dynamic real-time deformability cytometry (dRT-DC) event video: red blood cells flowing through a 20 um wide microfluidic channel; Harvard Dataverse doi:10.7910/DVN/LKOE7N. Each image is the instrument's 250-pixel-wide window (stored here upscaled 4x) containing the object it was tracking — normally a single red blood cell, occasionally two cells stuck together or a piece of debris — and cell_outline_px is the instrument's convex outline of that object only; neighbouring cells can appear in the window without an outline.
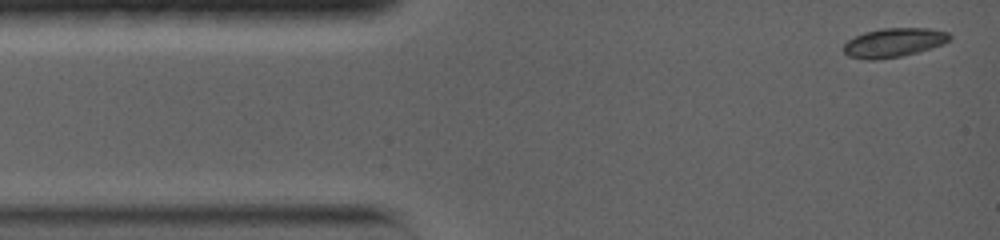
{"species": "common noctule bat (a hibernating species)", "species_latin": "Nyctalus noctula", "temperature_condition": "warm", "stored_images_in_passage": 41, "camera_frame_rate_fps": 5000, "um_per_image_px": 0.085, "animal": {"sex": "female", "body_mass_g": 19.0, "forearm_length_mm": 56.7}, "frame": {"image": 1, "passage_image": 1, "time_ms": 0.0, "image_size_px": [1000, 240], "cell_outline_px": [[952, 36], [944, 44], [916, 52], [900, 56], [876, 60], [864, 60], [848, 56], [844, 52], [844, 44], [848, 40], [864, 32], [884, 28], [928, 28], [948, 32]], "centroid_in_image_um": [75.96, 3.62], "position_along_channel_um": 9.0, "area_um2": 17.86}}
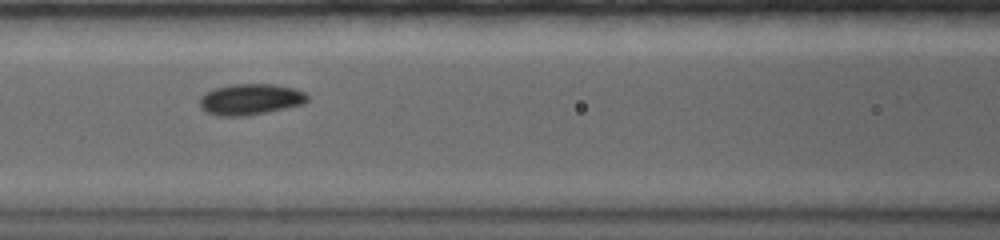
{"frame": {"image": 2, "passage_image": 16, "time_ms": 5.4, "image_size_px": [1000, 240], "cell_outline_px": [[308, 100], [304, 104], [248, 116], [216, 116], [200, 108], [200, 96], [216, 88], [232, 84], [272, 84], [296, 88], [304, 92], [308, 96]], "centroid_in_image_um": [21.3, 8.45], "position_along_channel_um": 145.3, "area_um2": 19.54}}
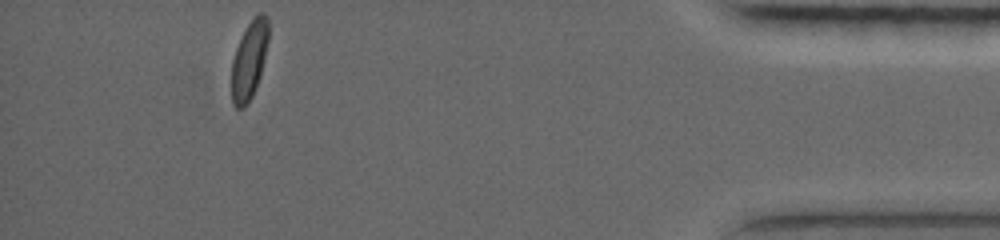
{"frame": {"image": 3, "passage_image": 41, "time_ms": 14.2, "image_size_px": [1000, 240], "cell_outline_px": [[268, 40], [260, 76], [252, 96], [244, 108], [236, 108], [232, 104], [232, 60], [236, 48], [252, 16], [256, 12], [264, 12], [268, 16]], "centroid_in_image_um": [21.19, 5.07], "position_along_channel_um": 414.0, "area_um2": 16.76}, "authors_computed_cell_mechanics": {"area_um2": 17.9758, "velocity_mm_per_s": 3.8007, "shape_relaxation_time_tau1_ms": 2.276, "shape_relaxation_time_tau2_ms": 5.0072, "deformation_change_tau1": 0.1118, "deformation_change_tau2": 0.0634}}